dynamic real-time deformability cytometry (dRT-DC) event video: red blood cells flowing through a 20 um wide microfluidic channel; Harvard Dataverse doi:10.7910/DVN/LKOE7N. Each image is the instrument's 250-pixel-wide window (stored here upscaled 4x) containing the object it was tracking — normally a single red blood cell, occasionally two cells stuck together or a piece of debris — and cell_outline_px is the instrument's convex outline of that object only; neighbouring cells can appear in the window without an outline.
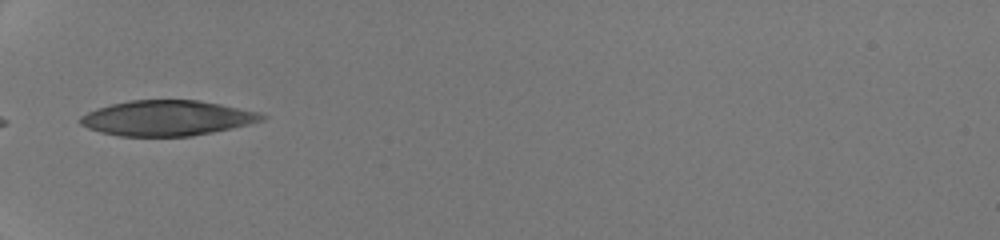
{"species": "human", "species_latin": "Homo sapiens", "temperature_condition": "room temperature", "stored_images_in_passage": 4, "camera_frame_rate_fps": 3000, "um_per_image_px": 0.085, "donor": {"sex": "male"}, "frame": {"image": 1, "passage_image": 1, "time_ms": 0.0, "image_size_px": [1000, 240], "cell_outline_px": [[268, 116], [264, 120], [252, 124], [192, 136], [120, 136], [100, 132], [88, 128], [80, 124], [76, 120], [80, 116], [88, 112], [112, 104], [132, 100], [200, 100], [260, 112]], "centroid_in_image_um": [14.22, 10.04], "position_along_channel_um": 70.8, "area_um2": 37.4}}